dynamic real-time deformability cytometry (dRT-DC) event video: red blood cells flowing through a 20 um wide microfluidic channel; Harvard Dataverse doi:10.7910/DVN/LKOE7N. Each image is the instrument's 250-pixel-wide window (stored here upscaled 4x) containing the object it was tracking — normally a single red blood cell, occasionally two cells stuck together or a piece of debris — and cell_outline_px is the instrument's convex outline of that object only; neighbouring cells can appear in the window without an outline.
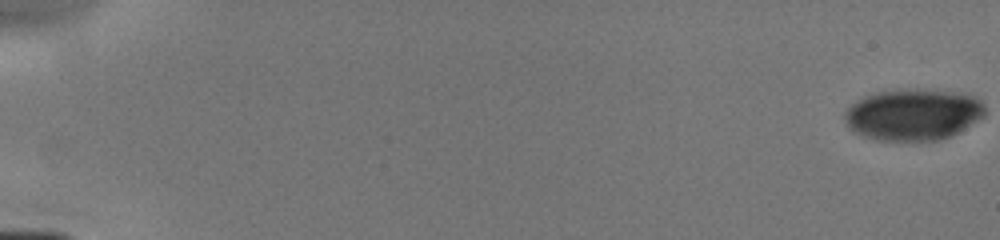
{"species": "human", "species_latin": "Homo sapiens", "temperature_condition": "cold", "stored_images_in_passage": 9, "camera_frame_rate_fps": 3000, "um_per_image_px": 0.085, "donor": {"sex": "male"}, "frame": {"image": 1, "passage_image": 1, "time_ms": 0.0, "image_size_px": [1000, 240], "cell_outline_px": [[984, 116], [952, 136], [940, 140], [876, 140], [852, 132], [848, 128], [844, 120], [844, 112], [852, 104], [864, 96], [876, 92], [916, 88], [968, 92], [976, 96], [984, 104]], "centroid_in_image_um": [77.64, 9.72], "position_along_channel_um": 7.4, "area_um2": 42.66}}
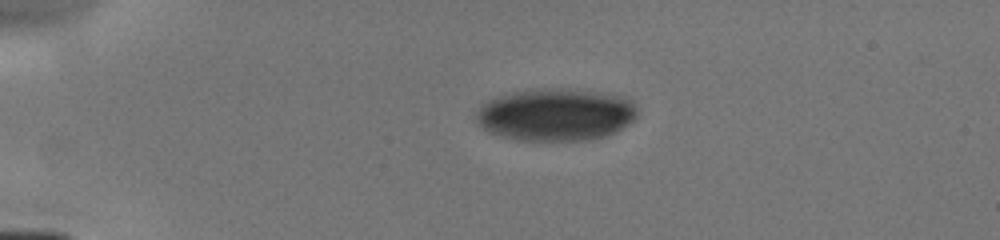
{"frame": {"image": 2, "passage_image": 6, "time_ms": 4.0, "image_size_px": [1000, 240], "cell_outline_px": [[636, 120], [616, 132], [604, 136], [588, 140], [516, 140], [500, 136], [488, 132], [476, 120], [476, 112], [480, 104], [488, 100], [512, 92], [592, 92], [624, 96], [632, 100], [636, 108]], "centroid_in_image_um": [47.25, 9.81], "position_along_channel_um": 37.8, "area_um2": 47.86}}
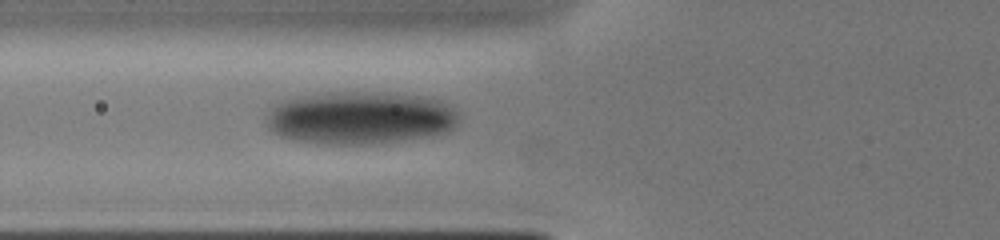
{"frame": {"image": 3, "passage_image": 9, "time_ms": 6.667, "image_size_px": [1000, 240], "cell_outline_px": [[456, 124], [452, 128], [444, 132], [432, 136], [360, 144], [316, 144], [296, 140], [280, 136], [272, 132], [268, 128], [264, 116], [268, 108], [284, 100], [296, 96], [328, 92], [376, 92], [424, 96], [440, 100], [452, 104], [456, 108]], "centroid_in_image_um": [30.54, 10.0], "position_along_channel_um": 95.3, "area_um2": 59.65}}